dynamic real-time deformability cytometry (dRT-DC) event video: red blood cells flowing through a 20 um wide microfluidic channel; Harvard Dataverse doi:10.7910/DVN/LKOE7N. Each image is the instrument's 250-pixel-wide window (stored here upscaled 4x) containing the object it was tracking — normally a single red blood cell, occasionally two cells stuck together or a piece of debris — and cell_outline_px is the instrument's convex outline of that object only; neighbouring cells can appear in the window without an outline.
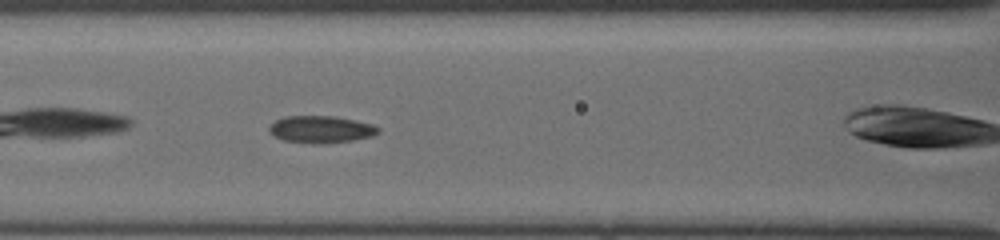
{"species": "common noctule bat (a hibernating species)", "species_latin": "Nyctalus noctula", "temperature_condition": "cold", "stored_images_in_passage": 16, "camera_frame_rate_fps": 3000, "um_per_image_px": 0.085, "animal": {"sex": "female", "body_mass_g": 19.5, "forearm_length_mm": 54.1}, "frame": {"image": 1, "passage_image": 10, "time_ms": 3.0, "image_size_px": [1000, 240], "cell_outline_px": [[380, 132], [372, 136], [352, 140], [324, 144], [320, 144], [284, 140], [268, 132], [268, 128], [276, 120], [284, 116], [332, 116], [372, 124], [380, 128]], "centroid_in_image_um": [27.28, 10.99], "position_along_channel_um": 139.3, "area_um2": 17.05}}